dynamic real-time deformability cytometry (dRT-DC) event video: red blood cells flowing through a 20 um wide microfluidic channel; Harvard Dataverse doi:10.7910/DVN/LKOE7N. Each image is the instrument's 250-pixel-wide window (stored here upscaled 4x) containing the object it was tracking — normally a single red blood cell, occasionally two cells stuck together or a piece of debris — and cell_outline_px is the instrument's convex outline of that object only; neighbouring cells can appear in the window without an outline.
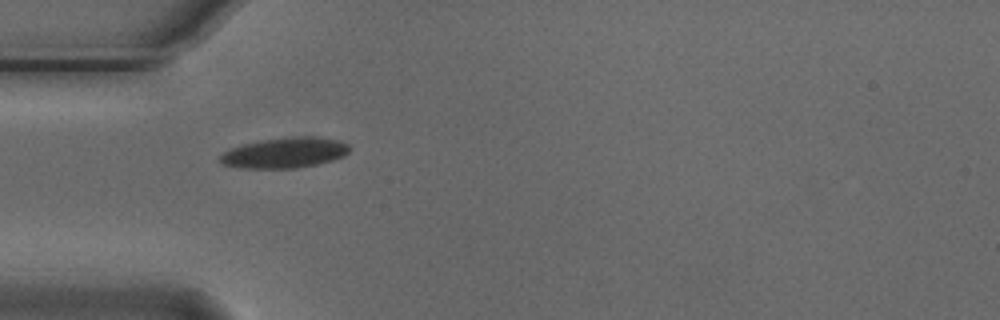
{"species": "Egyptian fruit bat (a non-hibernating species)", "species_latin": "Rousettus aegyptiacus", "temperature_condition": "cold", "stored_images_in_passage": 3, "camera_frame_rate_fps": 3000, "um_per_image_px": 0.085, "animal": {"sex": "male"}, "frame": {"image": 1, "passage_image": 2, "time_ms": 0.333, "image_size_px": [1000, 320], "cell_outline_px": [[348, 152], [344, 156], [332, 160], [316, 164], [296, 168], [240, 168], [220, 164], [220, 156], [224, 152], [232, 148], [244, 144], [260, 140], [292, 136], [312, 136], [340, 140], [348, 144]], "centroid_in_image_um": [24.2, 12.98], "position_along_channel_um": 60.8, "area_um2": 22.95}}
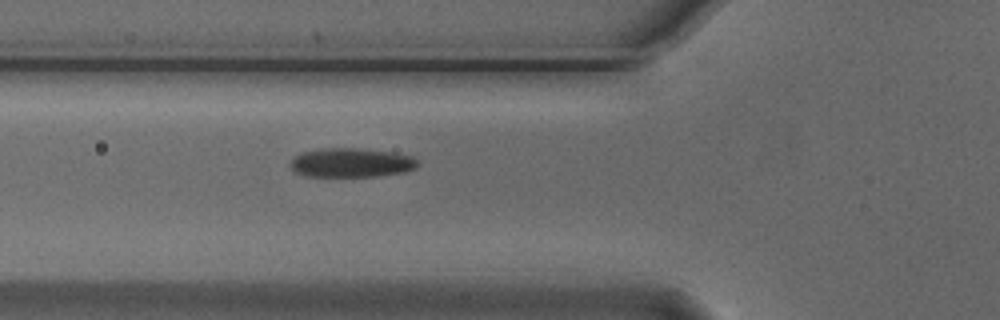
{"frame": {"image": 2, "passage_image": 3, "time_ms": 0.667, "image_size_px": [1000, 320], "cell_outline_px": [[420, 164], [416, 168], [404, 172], [380, 176], [304, 176], [292, 172], [288, 164], [296, 156], [304, 152], [320, 148], [356, 148], [388, 152], [412, 156], [420, 160]], "centroid_in_image_um": [29.85, 13.84], "position_along_channel_um": 95.9, "area_um2": 21.79}}